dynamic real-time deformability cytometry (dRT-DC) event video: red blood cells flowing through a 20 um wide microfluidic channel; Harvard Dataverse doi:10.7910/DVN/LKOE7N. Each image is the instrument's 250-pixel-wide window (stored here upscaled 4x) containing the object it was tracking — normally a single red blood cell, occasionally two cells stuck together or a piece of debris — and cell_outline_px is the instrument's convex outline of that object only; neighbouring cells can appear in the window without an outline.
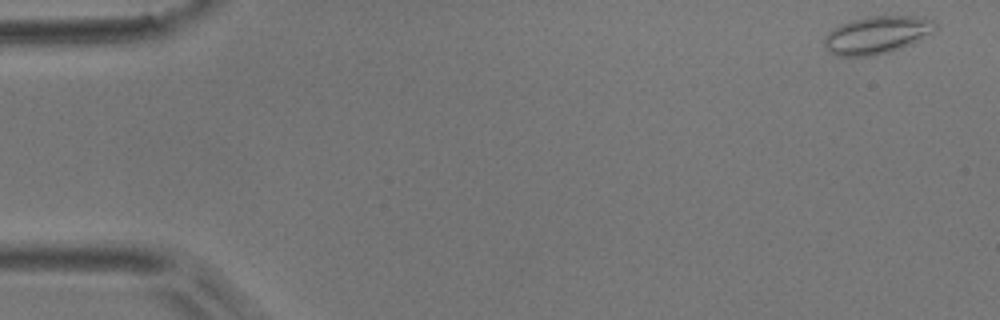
{"species": "common noctule bat (a hibernating species)", "species_latin": "Nyctalus noctula", "temperature_condition": "room temperature", "stored_images_in_passage": 5, "camera_frame_rate_fps": 3000, "um_per_image_px": 0.085, "animal": {"sex": "male", "body_mass_g": 17.9}, "frame": {"image": 1, "passage_image": 1, "time_ms": 0.0, "image_size_px": [1000, 320], "cell_outline_px": [[936, 28], [932, 32], [920, 40], [900, 48], [888, 52], [872, 56], [836, 56], [824, 44], [824, 36], [832, 28], [840, 24], [852, 20], [868, 16], [924, 16], [932, 20], [936, 24]], "centroid_in_image_um": [74.54, 2.96], "position_along_channel_um": 10.5, "area_um2": 24.33}}